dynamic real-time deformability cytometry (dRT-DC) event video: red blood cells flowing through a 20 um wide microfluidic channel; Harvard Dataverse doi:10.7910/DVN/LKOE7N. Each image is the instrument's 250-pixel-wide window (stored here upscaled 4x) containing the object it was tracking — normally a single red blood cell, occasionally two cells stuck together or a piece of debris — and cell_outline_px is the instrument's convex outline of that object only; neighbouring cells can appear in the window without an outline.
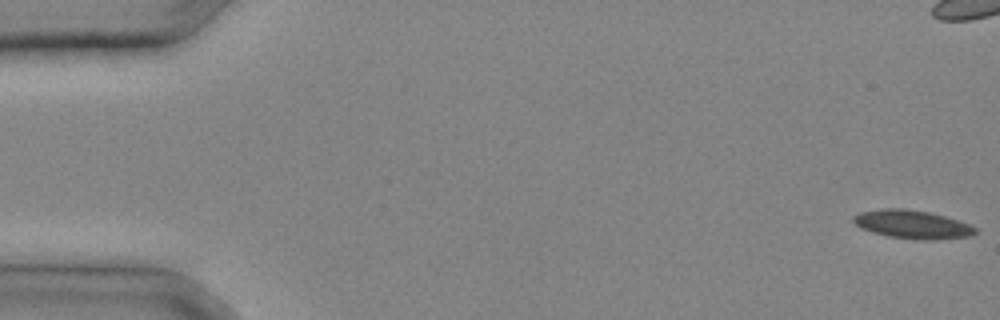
{"species": "common noctule bat (a hibernating species)", "species_latin": "Nyctalus noctula", "temperature_condition": "cold", "stored_images_in_passage": 9, "camera_frame_rate_fps": 3000, "um_per_image_px": 0.085, "animal": {"sex": "male", "body_mass_g": 20.4}, "frame": {"image": 1, "passage_image": 1, "time_ms": 0.0, "image_size_px": [1000, 320], "cell_outline_px": [[980, 232], [972, 236], [936, 240], [924, 240], [888, 236], [872, 232], [860, 228], [852, 220], [852, 216], [860, 212], [884, 208], [904, 208], [928, 212], [944, 216], [968, 224], [976, 228]], "centroid_in_image_um": [77.55, 19.08], "position_along_channel_um": 7.4, "area_um2": 20.23}}